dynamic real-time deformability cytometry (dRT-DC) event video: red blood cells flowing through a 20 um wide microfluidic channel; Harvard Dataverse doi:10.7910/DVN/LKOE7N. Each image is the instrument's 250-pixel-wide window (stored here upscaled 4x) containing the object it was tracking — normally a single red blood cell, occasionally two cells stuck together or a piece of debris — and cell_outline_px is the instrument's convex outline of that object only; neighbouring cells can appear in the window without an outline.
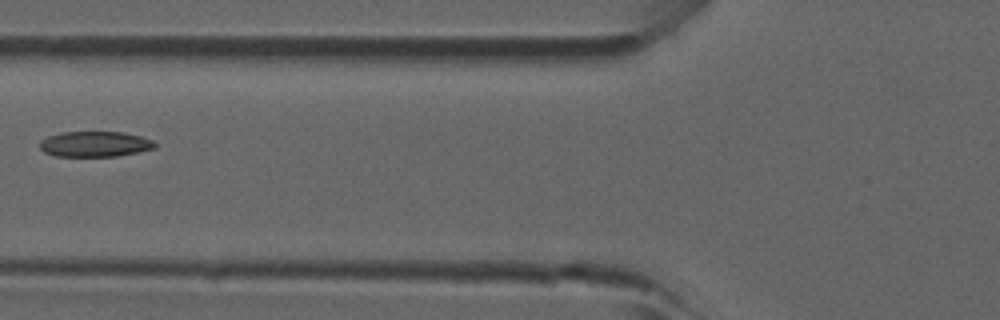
{"species": "common noctule bat (a hibernating species)", "species_latin": "Nyctalus noctula", "temperature_condition": "room temperature", "stored_images_in_passage": 6, "camera_frame_rate_fps": 3000, "um_per_image_px": 0.085, "animal": {"sex": "male", "forearm_length_mm": 52.5}, "frame": {"image": 1, "passage_image": 6, "time_ms": 1.667, "image_size_px": [1000, 320], "cell_outline_px": [[156, 148], [116, 156], [56, 156], [44, 152], [40, 148], [40, 140], [48, 136], [60, 132], [124, 132], [140, 136], [152, 140], [156, 144]], "centroid_in_image_um": [8.05, 12.24], "position_along_channel_um": 117.8, "area_um2": 17.05}}